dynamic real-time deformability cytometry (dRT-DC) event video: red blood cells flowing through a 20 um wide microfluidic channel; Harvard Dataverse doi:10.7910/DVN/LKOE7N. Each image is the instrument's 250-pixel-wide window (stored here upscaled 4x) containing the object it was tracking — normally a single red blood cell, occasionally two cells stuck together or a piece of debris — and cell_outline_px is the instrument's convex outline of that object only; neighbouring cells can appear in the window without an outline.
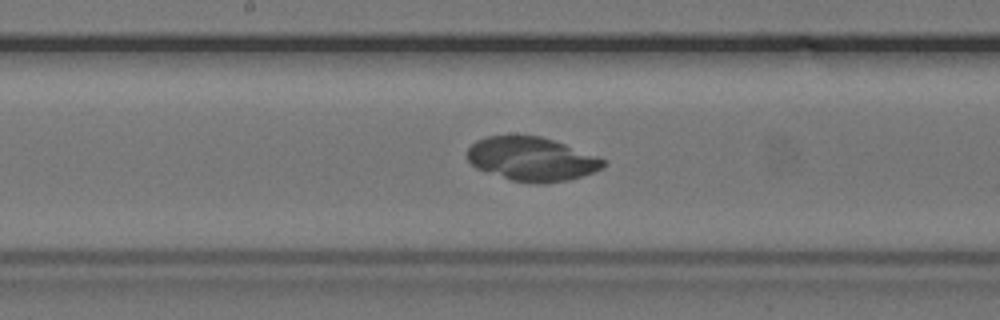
{"species": "common noctule bat (a hibernating species)", "species_latin": "Nyctalus noctula", "temperature_condition": "cold", "stored_images_in_passage": 55, "camera_frame_rate_fps": 3000, "um_per_image_px": 0.085, "animal": {"sex": "female", "body_mass_g": 24.6, "forearm_length_mm": 56.2}, "frame": {"image": 1, "passage_image": 29, "time_ms": 9.333, "image_size_px": [1000, 320], "cell_outline_px": [[604, 164], [600, 168], [592, 172], [568, 180], [548, 184], [540, 184], [512, 180], [476, 168], [468, 160], [468, 148], [476, 140], [488, 136], [540, 136], [564, 144], [596, 156], [604, 160]], "centroid_in_image_um": [45.16, 13.52], "position_along_channel_um": 203.0, "area_um2": 34.16}}
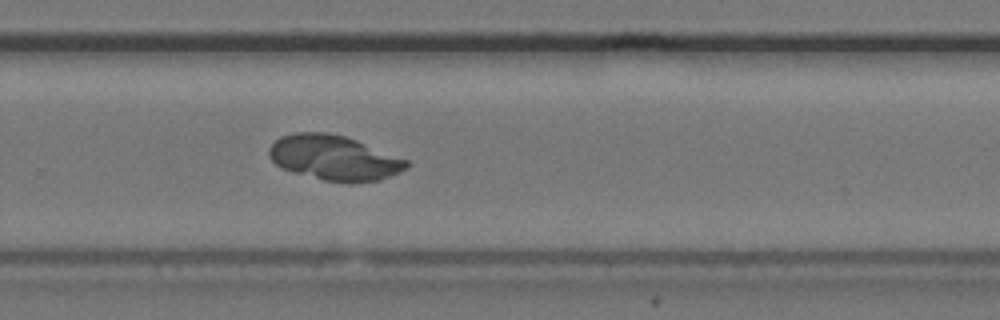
{"frame": {"image": 2, "passage_image": 37, "time_ms": 12.0, "image_size_px": [1000, 320], "cell_outline_px": [[408, 168], [400, 172], [380, 180], [352, 184], [348, 184], [324, 180], [292, 172], [276, 164], [268, 156], [268, 148], [280, 136], [296, 132], [328, 132], [344, 136], [356, 140], [408, 160]], "centroid_in_image_um": [28.4, 13.43], "position_along_channel_um": 301.4, "area_um2": 36.18}}
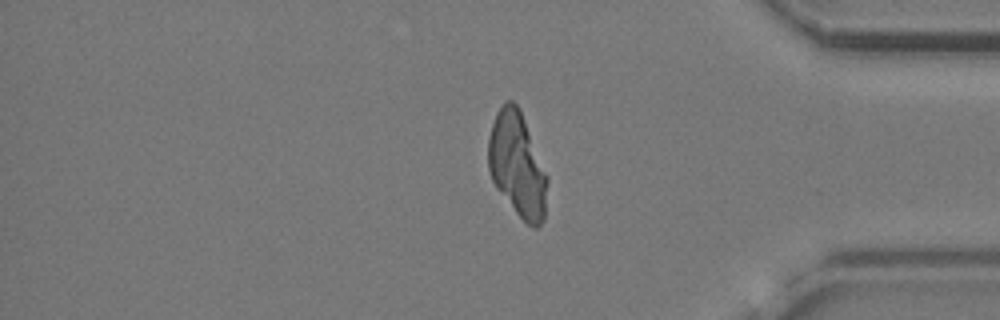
{"frame": {"image": 3, "passage_image": 46, "time_ms": 15.0, "image_size_px": [1000, 320], "cell_outline_px": [[548, 180], [544, 220], [536, 228], [532, 228], [516, 212], [496, 188], [492, 180], [488, 168], [488, 140], [492, 124], [496, 112], [504, 100], [512, 100], [520, 108], [548, 176]], "centroid_in_image_um": [43.97, 13.98], "position_along_channel_um": 391.2, "area_um2": 36.13}}